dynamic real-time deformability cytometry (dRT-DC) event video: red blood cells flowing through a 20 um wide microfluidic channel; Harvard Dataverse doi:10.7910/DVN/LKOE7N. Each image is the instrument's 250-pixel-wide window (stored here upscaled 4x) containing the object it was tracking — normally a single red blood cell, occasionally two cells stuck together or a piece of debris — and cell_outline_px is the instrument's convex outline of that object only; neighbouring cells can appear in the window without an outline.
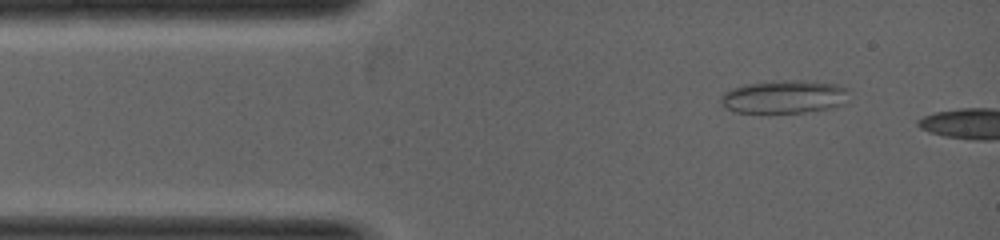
{"species": "common noctule bat (a hibernating species)", "species_latin": "Nyctalus noctula", "temperature_condition": "warm", "stored_images_in_passage": 3, "camera_frame_rate_fps": 5000, "um_per_image_px": 0.085, "animal": {"sex": "female", "body_mass_g": 19.0, "forearm_length_mm": 53.3}, "frame": {"image": 1, "passage_image": 1, "time_ms": 0.0, "image_size_px": [1000, 240], "cell_outline_px": [[848, 104], [836, 108], [804, 112], [768, 116], [736, 112], [724, 108], [720, 104], [720, 96], [724, 92], [732, 88], [744, 84], [776, 80], [804, 80], [836, 84], [848, 88]], "centroid_in_image_um": [66.65, 8.28], "position_along_channel_um": 18.4, "area_um2": 26.3}}
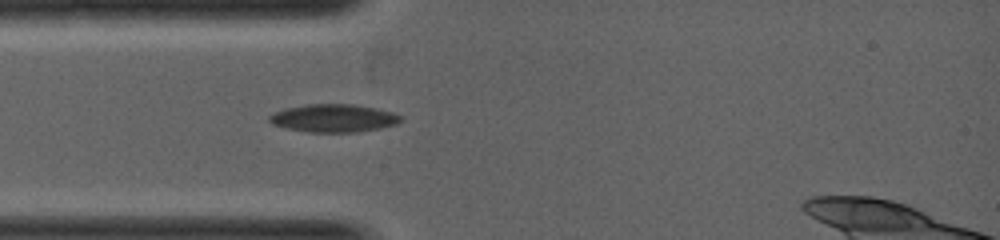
{"frame": {"image": 2, "passage_image": 3, "time_ms": 2.0, "image_size_px": [1000, 240], "cell_outline_px": [[400, 120], [396, 124], [380, 128], [356, 132], [308, 132], [284, 128], [272, 124], [268, 120], [268, 116], [284, 108], [308, 104], [352, 104], [376, 108], [392, 112], [400, 116]], "centroid_in_image_um": [28.31, 10.04], "position_along_channel_um": 56.7, "area_um2": 21.33}}